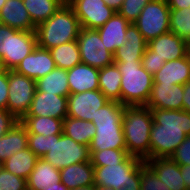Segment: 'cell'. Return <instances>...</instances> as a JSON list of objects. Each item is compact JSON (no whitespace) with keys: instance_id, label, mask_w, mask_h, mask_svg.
I'll use <instances>...</instances> for the list:
<instances>
[{"instance_id":"6da1fadb","label":"cell","mask_w":190,"mask_h":190,"mask_svg":"<svg viewBox=\"0 0 190 190\" xmlns=\"http://www.w3.org/2000/svg\"><path fill=\"white\" fill-rule=\"evenodd\" d=\"M153 124L150 130V159L170 158L190 135V113L184 110L150 109Z\"/></svg>"},{"instance_id":"7a4b0ae2","label":"cell","mask_w":190,"mask_h":190,"mask_svg":"<svg viewBox=\"0 0 190 190\" xmlns=\"http://www.w3.org/2000/svg\"><path fill=\"white\" fill-rule=\"evenodd\" d=\"M125 106L117 101H109L98 109L92 123L96 127L95 136L89 145L90 155L104 149H126L122 129Z\"/></svg>"},{"instance_id":"3957f363","label":"cell","mask_w":190,"mask_h":190,"mask_svg":"<svg viewBox=\"0 0 190 190\" xmlns=\"http://www.w3.org/2000/svg\"><path fill=\"white\" fill-rule=\"evenodd\" d=\"M153 116L146 106H125L122 129L127 153L143 161L150 159V130Z\"/></svg>"},{"instance_id":"277c9868","label":"cell","mask_w":190,"mask_h":190,"mask_svg":"<svg viewBox=\"0 0 190 190\" xmlns=\"http://www.w3.org/2000/svg\"><path fill=\"white\" fill-rule=\"evenodd\" d=\"M81 30L73 9L64 3L48 20L36 27L37 45L51 49L76 41Z\"/></svg>"},{"instance_id":"5b68a950","label":"cell","mask_w":190,"mask_h":190,"mask_svg":"<svg viewBox=\"0 0 190 190\" xmlns=\"http://www.w3.org/2000/svg\"><path fill=\"white\" fill-rule=\"evenodd\" d=\"M122 75L121 103L124 106H146L154 83L141 62H114Z\"/></svg>"},{"instance_id":"8992f818","label":"cell","mask_w":190,"mask_h":190,"mask_svg":"<svg viewBox=\"0 0 190 190\" xmlns=\"http://www.w3.org/2000/svg\"><path fill=\"white\" fill-rule=\"evenodd\" d=\"M43 159L60 170L72 164L90 161L89 146L77 143L64 133L51 135L50 149Z\"/></svg>"},{"instance_id":"52a82bcc","label":"cell","mask_w":190,"mask_h":190,"mask_svg":"<svg viewBox=\"0 0 190 190\" xmlns=\"http://www.w3.org/2000/svg\"><path fill=\"white\" fill-rule=\"evenodd\" d=\"M170 8L166 0H150L133 22L148 43L170 31Z\"/></svg>"},{"instance_id":"ba28073f","label":"cell","mask_w":190,"mask_h":190,"mask_svg":"<svg viewBox=\"0 0 190 190\" xmlns=\"http://www.w3.org/2000/svg\"><path fill=\"white\" fill-rule=\"evenodd\" d=\"M36 91V81L8 70L7 110L21 121L27 114Z\"/></svg>"},{"instance_id":"9c48e42d","label":"cell","mask_w":190,"mask_h":190,"mask_svg":"<svg viewBox=\"0 0 190 190\" xmlns=\"http://www.w3.org/2000/svg\"><path fill=\"white\" fill-rule=\"evenodd\" d=\"M144 161L128 155L119 164L94 166V185L119 190L125 184L134 183V172Z\"/></svg>"},{"instance_id":"30bf717a","label":"cell","mask_w":190,"mask_h":190,"mask_svg":"<svg viewBox=\"0 0 190 190\" xmlns=\"http://www.w3.org/2000/svg\"><path fill=\"white\" fill-rule=\"evenodd\" d=\"M76 41L82 63L98 69L114 63V56L106 49L97 29L81 28Z\"/></svg>"},{"instance_id":"8fae6325","label":"cell","mask_w":190,"mask_h":190,"mask_svg":"<svg viewBox=\"0 0 190 190\" xmlns=\"http://www.w3.org/2000/svg\"><path fill=\"white\" fill-rule=\"evenodd\" d=\"M80 21L81 28L97 29L116 12L103 0H70L67 3Z\"/></svg>"},{"instance_id":"7c38bea8","label":"cell","mask_w":190,"mask_h":190,"mask_svg":"<svg viewBox=\"0 0 190 190\" xmlns=\"http://www.w3.org/2000/svg\"><path fill=\"white\" fill-rule=\"evenodd\" d=\"M108 102L100 90L69 94L67 116L92 122L98 109Z\"/></svg>"},{"instance_id":"4fadbf2b","label":"cell","mask_w":190,"mask_h":190,"mask_svg":"<svg viewBox=\"0 0 190 190\" xmlns=\"http://www.w3.org/2000/svg\"><path fill=\"white\" fill-rule=\"evenodd\" d=\"M67 104L68 97L36 90L25 116L53 117L64 120L67 117Z\"/></svg>"},{"instance_id":"5bb4252c","label":"cell","mask_w":190,"mask_h":190,"mask_svg":"<svg viewBox=\"0 0 190 190\" xmlns=\"http://www.w3.org/2000/svg\"><path fill=\"white\" fill-rule=\"evenodd\" d=\"M56 68L55 61L48 49L38 45L16 67L15 71L37 81Z\"/></svg>"},{"instance_id":"9a60e30c","label":"cell","mask_w":190,"mask_h":190,"mask_svg":"<svg viewBox=\"0 0 190 190\" xmlns=\"http://www.w3.org/2000/svg\"><path fill=\"white\" fill-rule=\"evenodd\" d=\"M147 46L155 51V56L166 62L186 57L189 54V43L171 31L149 41Z\"/></svg>"},{"instance_id":"2e32d148","label":"cell","mask_w":190,"mask_h":190,"mask_svg":"<svg viewBox=\"0 0 190 190\" xmlns=\"http://www.w3.org/2000/svg\"><path fill=\"white\" fill-rule=\"evenodd\" d=\"M36 46L35 31H19L9 27L8 70H15Z\"/></svg>"},{"instance_id":"e0dca14e","label":"cell","mask_w":190,"mask_h":190,"mask_svg":"<svg viewBox=\"0 0 190 190\" xmlns=\"http://www.w3.org/2000/svg\"><path fill=\"white\" fill-rule=\"evenodd\" d=\"M183 85L153 84L146 107L150 109L183 110Z\"/></svg>"},{"instance_id":"ac0fdd59","label":"cell","mask_w":190,"mask_h":190,"mask_svg":"<svg viewBox=\"0 0 190 190\" xmlns=\"http://www.w3.org/2000/svg\"><path fill=\"white\" fill-rule=\"evenodd\" d=\"M61 188L60 170L43 158H38L27 179V190H50Z\"/></svg>"},{"instance_id":"d6986e66","label":"cell","mask_w":190,"mask_h":190,"mask_svg":"<svg viewBox=\"0 0 190 190\" xmlns=\"http://www.w3.org/2000/svg\"><path fill=\"white\" fill-rule=\"evenodd\" d=\"M153 84L184 85L190 80V54L186 57L165 62L153 75Z\"/></svg>"},{"instance_id":"ffe728a7","label":"cell","mask_w":190,"mask_h":190,"mask_svg":"<svg viewBox=\"0 0 190 190\" xmlns=\"http://www.w3.org/2000/svg\"><path fill=\"white\" fill-rule=\"evenodd\" d=\"M130 22L115 12L114 15L101 27L97 28L102 42L113 55L126 41L125 34Z\"/></svg>"},{"instance_id":"44dd1931","label":"cell","mask_w":190,"mask_h":190,"mask_svg":"<svg viewBox=\"0 0 190 190\" xmlns=\"http://www.w3.org/2000/svg\"><path fill=\"white\" fill-rule=\"evenodd\" d=\"M144 162L170 190L187 189L181 176L180 165L170 158H153Z\"/></svg>"},{"instance_id":"7402d4cb","label":"cell","mask_w":190,"mask_h":190,"mask_svg":"<svg viewBox=\"0 0 190 190\" xmlns=\"http://www.w3.org/2000/svg\"><path fill=\"white\" fill-rule=\"evenodd\" d=\"M0 23L19 31H36L23 0H6L0 10Z\"/></svg>"},{"instance_id":"603a6c76","label":"cell","mask_w":190,"mask_h":190,"mask_svg":"<svg viewBox=\"0 0 190 190\" xmlns=\"http://www.w3.org/2000/svg\"><path fill=\"white\" fill-rule=\"evenodd\" d=\"M125 39L124 45L113 55L114 62H141L147 42L133 23L127 27Z\"/></svg>"},{"instance_id":"cb8c5ba5","label":"cell","mask_w":190,"mask_h":190,"mask_svg":"<svg viewBox=\"0 0 190 190\" xmlns=\"http://www.w3.org/2000/svg\"><path fill=\"white\" fill-rule=\"evenodd\" d=\"M70 94L99 90V69L80 63L67 70Z\"/></svg>"},{"instance_id":"d4e9b609","label":"cell","mask_w":190,"mask_h":190,"mask_svg":"<svg viewBox=\"0 0 190 190\" xmlns=\"http://www.w3.org/2000/svg\"><path fill=\"white\" fill-rule=\"evenodd\" d=\"M60 176L69 190L94 185V166L91 161L72 164L60 169Z\"/></svg>"},{"instance_id":"484cf974","label":"cell","mask_w":190,"mask_h":190,"mask_svg":"<svg viewBox=\"0 0 190 190\" xmlns=\"http://www.w3.org/2000/svg\"><path fill=\"white\" fill-rule=\"evenodd\" d=\"M25 148H28V133L26 127L19 121L0 138V161L3 163Z\"/></svg>"},{"instance_id":"4316f807","label":"cell","mask_w":190,"mask_h":190,"mask_svg":"<svg viewBox=\"0 0 190 190\" xmlns=\"http://www.w3.org/2000/svg\"><path fill=\"white\" fill-rule=\"evenodd\" d=\"M121 78L122 75L115 63L99 69V90L109 101L121 103Z\"/></svg>"},{"instance_id":"83f0119b","label":"cell","mask_w":190,"mask_h":190,"mask_svg":"<svg viewBox=\"0 0 190 190\" xmlns=\"http://www.w3.org/2000/svg\"><path fill=\"white\" fill-rule=\"evenodd\" d=\"M67 69L55 68L36 81V90L68 97L70 89L67 81Z\"/></svg>"},{"instance_id":"f1b7e54d","label":"cell","mask_w":190,"mask_h":190,"mask_svg":"<svg viewBox=\"0 0 190 190\" xmlns=\"http://www.w3.org/2000/svg\"><path fill=\"white\" fill-rule=\"evenodd\" d=\"M38 157L29 149L25 148L3 162V168L12 174L28 179L35 167Z\"/></svg>"},{"instance_id":"f546056e","label":"cell","mask_w":190,"mask_h":190,"mask_svg":"<svg viewBox=\"0 0 190 190\" xmlns=\"http://www.w3.org/2000/svg\"><path fill=\"white\" fill-rule=\"evenodd\" d=\"M96 127L92 122L66 117L63 120L62 133L72 138L77 143L90 145L92 138L95 136Z\"/></svg>"},{"instance_id":"4dcf8cb0","label":"cell","mask_w":190,"mask_h":190,"mask_svg":"<svg viewBox=\"0 0 190 190\" xmlns=\"http://www.w3.org/2000/svg\"><path fill=\"white\" fill-rule=\"evenodd\" d=\"M20 122L26 127L27 133L45 136L62 134L63 119L25 116Z\"/></svg>"},{"instance_id":"1f68e13d","label":"cell","mask_w":190,"mask_h":190,"mask_svg":"<svg viewBox=\"0 0 190 190\" xmlns=\"http://www.w3.org/2000/svg\"><path fill=\"white\" fill-rule=\"evenodd\" d=\"M23 3L36 27L48 20L64 4L61 0H23Z\"/></svg>"},{"instance_id":"d6a6232c","label":"cell","mask_w":190,"mask_h":190,"mask_svg":"<svg viewBox=\"0 0 190 190\" xmlns=\"http://www.w3.org/2000/svg\"><path fill=\"white\" fill-rule=\"evenodd\" d=\"M56 67L70 69L82 63L77 41L61 44L49 49Z\"/></svg>"},{"instance_id":"836d02e7","label":"cell","mask_w":190,"mask_h":190,"mask_svg":"<svg viewBox=\"0 0 190 190\" xmlns=\"http://www.w3.org/2000/svg\"><path fill=\"white\" fill-rule=\"evenodd\" d=\"M170 31L190 43V8L170 9Z\"/></svg>"},{"instance_id":"e575fe53","label":"cell","mask_w":190,"mask_h":190,"mask_svg":"<svg viewBox=\"0 0 190 190\" xmlns=\"http://www.w3.org/2000/svg\"><path fill=\"white\" fill-rule=\"evenodd\" d=\"M127 156V149H104L94 151L90 155V161L93 166H106L107 164H119Z\"/></svg>"},{"instance_id":"d590c367","label":"cell","mask_w":190,"mask_h":190,"mask_svg":"<svg viewBox=\"0 0 190 190\" xmlns=\"http://www.w3.org/2000/svg\"><path fill=\"white\" fill-rule=\"evenodd\" d=\"M140 190H170L143 162L140 166Z\"/></svg>"},{"instance_id":"8d00e7d4","label":"cell","mask_w":190,"mask_h":190,"mask_svg":"<svg viewBox=\"0 0 190 190\" xmlns=\"http://www.w3.org/2000/svg\"><path fill=\"white\" fill-rule=\"evenodd\" d=\"M150 0H123L120 9L117 11L125 17L130 23L135 22L142 9Z\"/></svg>"},{"instance_id":"74e56055","label":"cell","mask_w":190,"mask_h":190,"mask_svg":"<svg viewBox=\"0 0 190 190\" xmlns=\"http://www.w3.org/2000/svg\"><path fill=\"white\" fill-rule=\"evenodd\" d=\"M51 135H39L28 133V148L38 157L43 158L49 151Z\"/></svg>"},{"instance_id":"f35d334b","label":"cell","mask_w":190,"mask_h":190,"mask_svg":"<svg viewBox=\"0 0 190 190\" xmlns=\"http://www.w3.org/2000/svg\"><path fill=\"white\" fill-rule=\"evenodd\" d=\"M0 190H27V180L2 168L0 170Z\"/></svg>"},{"instance_id":"ab89813d","label":"cell","mask_w":190,"mask_h":190,"mask_svg":"<svg viewBox=\"0 0 190 190\" xmlns=\"http://www.w3.org/2000/svg\"><path fill=\"white\" fill-rule=\"evenodd\" d=\"M165 60H161L155 56V51H152L148 46L145 49L141 59L142 67L151 75H154L165 64Z\"/></svg>"},{"instance_id":"60d3db41","label":"cell","mask_w":190,"mask_h":190,"mask_svg":"<svg viewBox=\"0 0 190 190\" xmlns=\"http://www.w3.org/2000/svg\"><path fill=\"white\" fill-rule=\"evenodd\" d=\"M170 159L180 166L190 165V135L186 136Z\"/></svg>"},{"instance_id":"b9f144b4","label":"cell","mask_w":190,"mask_h":190,"mask_svg":"<svg viewBox=\"0 0 190 190\" xmlns=\"http://www.w3.org/2000/svg\"><path fill=\"white\" fill-rule=\"evenodd\" d=\"M9 26L0 23V60L8 70Z\"/></svg>"},{"instance_id":"7bdbcfd3","label":"cell","mask_w":190,"mask_h":190,"mask_svg":"<svg viewBox=\"0 0 190 190\" xmlns=\"http://www.w3.org/2000/svg\"><path fill=\"white\" fill-rule=\"evenodd\" d=\"M17 122L19 121L8 110L0 109V138Z\"/></svg>"},{"instance_id":"ee69618b","label":"cell","mask_w":190,"mask_h":190,"mask_svg":"<svg viewBox=\"0 0 190 190\" xmlns=\"http://www.w3.org/2000/svg\"><path fill=\"white\" fill-rule=\"evenodd\" d=\"M8 70L0 74V109L7 110Z\"/></svg>"},{"instance_id":"f6af8a7d","label":"cell","mask_w":190,"mask_h":190,"mask_svg":"<svg viewBox=\"0 0 190 190\" xmlns=\"http://www.w3.org/2000/svg\"><path fill=\"white\" fill-rule=\"evenodd\" d=\"M183 110L190 113V80L183 85Z\"/></svg>"},{"instance_id":"bcb514c9","label":"cell","mask_w":190,"mask_h":190,"mask_svg":"<svg viewBox=\"0 0 190 190\" xmlns=\"http://www.w3.org/2000/svg\"><path fill=\"white\" fill-rule=\"evenodd\" d=\"M119 190H140V167L134 172V183L125 184Z\"/></svg>"},{"instance_id":"7dc6e473","label":"cell","mask_w":190,"mask_h":190,"mask_svg":"<svg viewBox=\"0 0 190 190\" xmlns=\"http://www.w3.org/2000/svg\"><path fill=\"white\" fill-rule=\"evenodd\" d=\"M170 9L190 8V0H166Z\"/></svg>"},{"instance_id":"c3c4849f","label":"cell","mask_w":190,"mask_h":190,"mask_svg":"<svg viewBox=\"0 0 190 190\" xmlns=\"http://www.w3.org/2000/svg\"><path fill=\"white\" fill-rule=\"evenodd\" d=\"M181 176L187 188H190V165L180 166Z\"/></svg>"},{"instance_id":"681fc988","label":"cell","mask_w":190,"mask_h":190,"mask_svg":"<svg viewBox=\"0 0 190 190\" xmlns=\"http://www.w3.org/2000/svg\"><path fill=\"white\" fill-rule=\"evenodd\" d=\"M103 1L116 12L120 9L123 3V0H103Z\"/></svg>"},{"instance_id":"f907efd6","label":"cell","mask_w":190,"mask_h":190,"mask_svg":"<svg viewBox=\"0 0 190 190\" xmlns=\"http://www.w3.org/2000/svg\"><path fill=\"white\" fill-rule=\"evenodd\" d=\"M71 190H96V186L90 185V186H85V187H78V188L71 189Z\"/></svg>"},{"instance_id":"816d5d0a","label":"cell","mask_w":190,"mask_h":190,"mask_svg":"<svg viewBox=\"0 0 190 190\" xmlns=\"http://www.w3.org/2000/svg\"><path fill=\"white\" fill-rule=\"evenodd\" d=\"M50 190H69V189L63 183H61V188H52Z\"/></svg>"},{"instance_id":"f5cc1de1","label":"cell","mask_w":190,"mask_h":190,"mask_svg":"<svg viewBox=\"0 0 190 190\" xmlns=\"http://www.w3.org/2000/svg\"><path fill=\"white\" fill-rule=\"evenodd\" d=\"M96 190H114L109 187H103V186H96Z\"/></svg>"},{"instance_id":"db71d44e","label":"cell","mask_w":190,"mask_h":190,"mask_svg":"<svg viewBox=\"0 0 190 190\" xmlns=\"http://www.w3.org/2000/svg\"><path fill=\"white\" fill-rule=\"evenodd\" d=\"M6 69L4 68V65H3V63L1 62V60H0V74L2 73V72H4Z\"/></svg>"},{"instance_id":"11a10c76","label":"cell","mask_w":190,"mask_h":190,"mask_svg":"<svg viewBox=\"0 0 190 190\" xmlns=\"http://www.w3.org/2000/svg\"><path fill=\"white\" fill-rule=\"evenodd\" d=\"M5 3H6V0H0V10L5 5Z\"/></svg>"},{"instance_id":"9f6ffc18","label":"cell","mask_w":190,"mask_h":190,"mask_svg":"<svg viewBox=\"0 0 190 190\" xmlns=\"http://www.w3.org/2000/svg\"><path fill=\"white\" fill-rule=\"evenodd\" d=\"M3 168V163L0 161V170Z\"/></svg>"},{"instance_id":"6f0895ef","label":"cell","mask_w":190,"mask_h":190,"mask_svg":"<svg viewBox=\"0 0 190 190\" xmlns=\"http://www.w3.org/2000/svg\"><path fill=\"white\" fill-rule=\"evenodd\" d=\"M64 3H68L70 0H61Z\"/></svg>"}]
</instances>
